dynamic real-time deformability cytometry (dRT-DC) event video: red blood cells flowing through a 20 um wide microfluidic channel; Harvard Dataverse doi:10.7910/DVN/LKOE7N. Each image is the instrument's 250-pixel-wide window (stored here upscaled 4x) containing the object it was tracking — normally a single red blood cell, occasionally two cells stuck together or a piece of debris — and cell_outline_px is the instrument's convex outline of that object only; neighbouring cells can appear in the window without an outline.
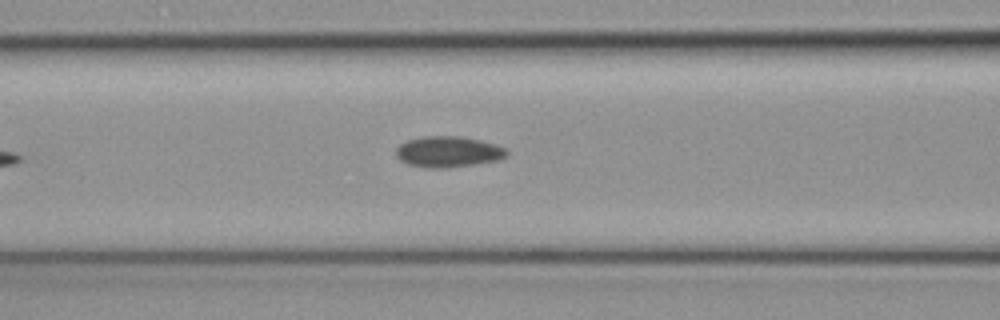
{"species": "common noctule bat (a hibernating species)", "species_latin": "Nyctalus noctula", "temperature_condition": "cold", "stored_images_in_passage": 6, "camera_frame_rate_fps": 3000, "um_per_image_px": 0.085, "animal": {"sex": "female", "body_mass_g": 19.3, "forearm_length_mm": 54.1}, "frame": {"image": 1, "passage_image": 6, "time_ms": 1.667, "image_size_px": [1000, 320], "cell_outline_px": [[508, 152], [504, 156], [496, 160], [476, 164], [448, 168], [428, 168], [408, 164], [400, 160], [396, 156], [396, 148], [400, 144], [408, 140], [424, 136], [460, 136], [480, 140], [504, 148]], "centroid_in_image_um": [38.04, 12.9], "position_along_channel_um": 128.6, "area_um2": 19.77}}